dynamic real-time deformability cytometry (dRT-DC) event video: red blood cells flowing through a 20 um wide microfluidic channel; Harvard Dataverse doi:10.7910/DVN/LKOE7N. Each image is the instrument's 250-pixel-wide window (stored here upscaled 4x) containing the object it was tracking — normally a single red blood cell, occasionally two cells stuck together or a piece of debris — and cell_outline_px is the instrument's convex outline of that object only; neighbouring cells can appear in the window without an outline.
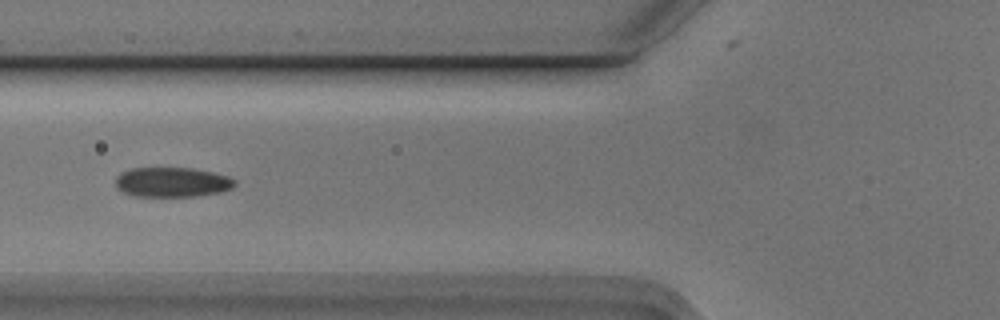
{"species": "Egyptian fruit bat (a non-hibernating species)", "species_latin": "Rousettus aegyptiacus", "temperature_condition": "cold", "stored_images_in_passage": 7, "camera_frame_rate_fps": 3000, "um_per_image_px": 0.085, "animal": {"sex": "male"}, "frame": {"image": 1, "passage_image": 6, "time_ms": 1.667, "image_size_px": [1000, 320], "cell_outline_px": [[236, 184], [232, 188], [220, 192], [200, 196], [132, 196], [116, 188], [116, 176], [120, 172], [132, 168], [192, 168], [212, 172], [228, 176], [236, 180]], "centroid_in_image_um": [14.63, 15.48], "position_along_channel_um": 111.2, "area_um2": 20.81}}